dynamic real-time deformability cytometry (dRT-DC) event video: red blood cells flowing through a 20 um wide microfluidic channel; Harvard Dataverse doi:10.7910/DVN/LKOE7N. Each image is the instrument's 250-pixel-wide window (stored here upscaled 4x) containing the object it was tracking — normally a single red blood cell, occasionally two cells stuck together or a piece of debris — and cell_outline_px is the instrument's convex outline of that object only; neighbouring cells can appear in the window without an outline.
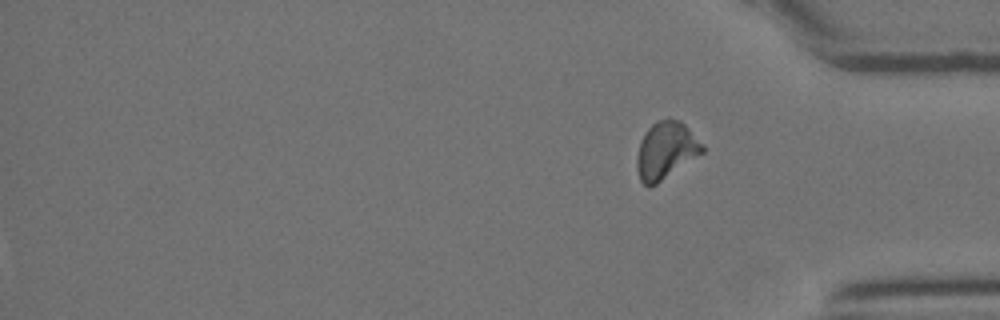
{"species": "Egyptian fruit bat (a non-hibernating species)", "species_latin": "Rousettus aegyptiacus", "temperature_condition": "room temperature", "stored_images_in_passage": 39, "segment_of_instrument_passage": [2, 2], "camera_frame_rate_fps": 3000, "um_per_image_px": 0.085, "animal": {"sex": "female"}, "frame": {"image": 1, "passage_image": 39, "time_ms": 12.667, "image_size_px": [1000, 320], "cell_outline_px": [[704, 152], [656, 184], [648, 188], [640, 180], [636, 168], [636, 156], [640, 140], [644, 132], [656, 120], [668, 116], [680, 120], [688, 128], [704, 148]], "centroid_in_image_um": [56.55, 12.76], "position_along_channel_um": 378.6, "area_um2": 21.96}}